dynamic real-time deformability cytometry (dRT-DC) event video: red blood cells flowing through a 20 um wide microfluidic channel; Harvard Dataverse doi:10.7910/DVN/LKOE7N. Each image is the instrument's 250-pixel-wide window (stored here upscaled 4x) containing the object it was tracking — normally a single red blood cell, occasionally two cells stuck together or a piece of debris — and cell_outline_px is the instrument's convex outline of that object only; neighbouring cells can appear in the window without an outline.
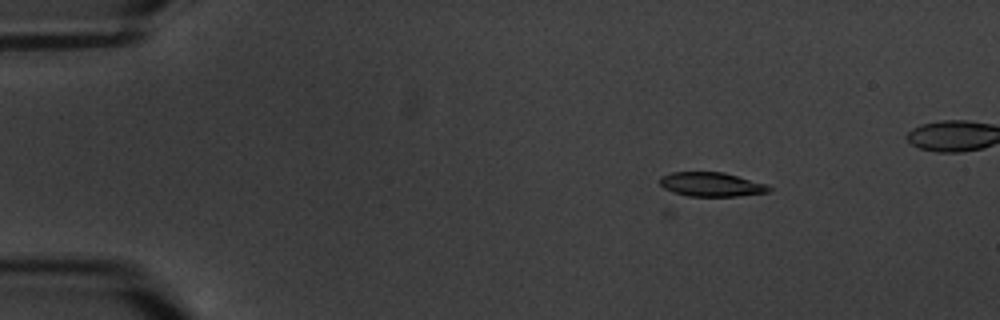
{"species": "common noctule bat (a hibernating species)", "species_latin": "Nyctalus noctula", "temperature_condition": "warm", "stored_images_in_passage": 4, "camera_frame_rate_fps": 3000, "um_per_image_px": 0.085, "animal": {"sex": "male", "body_mass_g": 20.1, "forearm_length_mm": 53.5}, "frame": {"image": 1, "passage_image": 1, "time_ms": 0.0, "image_size_px": [1000, 320], "cell_outline_px": [[772, 188], [768, 192], [736, 196], [688, 196], [672, 192], [664, 188], [660, 184], [660, 176], [672, 172], [724, 172], [764, 184]], "centroid_in_image_um": [60.41, 15.67], "position_along_channel_um": 24.6, "area_um2": 15.2}}